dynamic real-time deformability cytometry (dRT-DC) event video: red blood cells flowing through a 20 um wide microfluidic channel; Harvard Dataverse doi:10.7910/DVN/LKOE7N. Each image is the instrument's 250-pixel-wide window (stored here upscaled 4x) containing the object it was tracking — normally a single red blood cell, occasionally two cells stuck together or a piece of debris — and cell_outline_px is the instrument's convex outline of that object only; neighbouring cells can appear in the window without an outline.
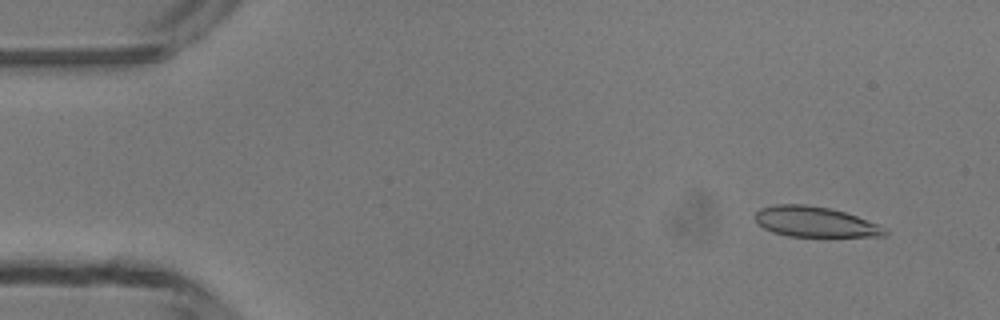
{"species": "common noctule bat (a hibernating species)", "species_latin": "Nyctalus noctula", "temperature_condition": "room temperature", "stored_images_in_passage": 49, "camera_frame_rate_fps": 3000, "um_per_image_px": 0.085, "animal": {"sex": "male", "body_mass_g": 13.3}, "frame": {"image": 1, "passage_image": 4, "time_ms": 1.0, "image_size_px": [1000, 320], "cell_outline_px": [[888, 232], [884, 236], [788, 236], [772, 232], [764, 228], [756, 220], [756, 212], [760, 208], [776, 204], [804, 204], [828, 208], [844, 212], [880, 224]], "centroid_in_image_um": [69.28, 18.85], "position_along_channel_um": 15.7, "area_um2": 22.72}}
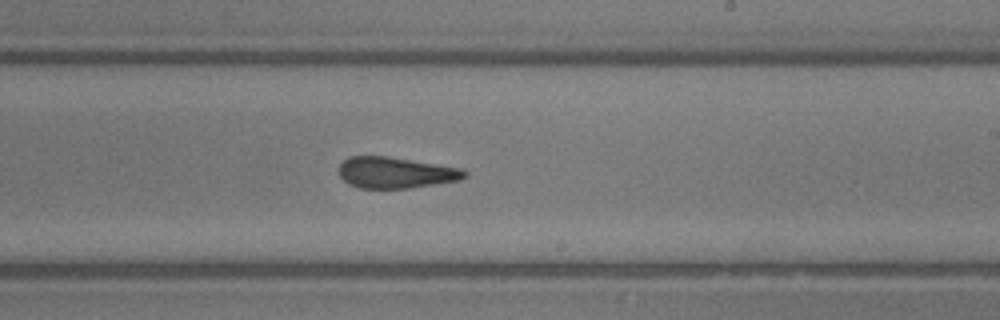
{"frame": {"image": 2, "passage_image": 29, "time_ms": 9.333, "image_size_px": [1000, 320], "cell_outline_px": [[468, 176], [460, 180], [408, 188], [360, 188], [348, 184], [340, 176], [340, 164], [348, 156], [388, 156], [464, 168], [468, 172]], "centroid_in_image_um": [33.67, 14.66], "position_along_channel_um": 255.3, "area_um2": 22.95}}
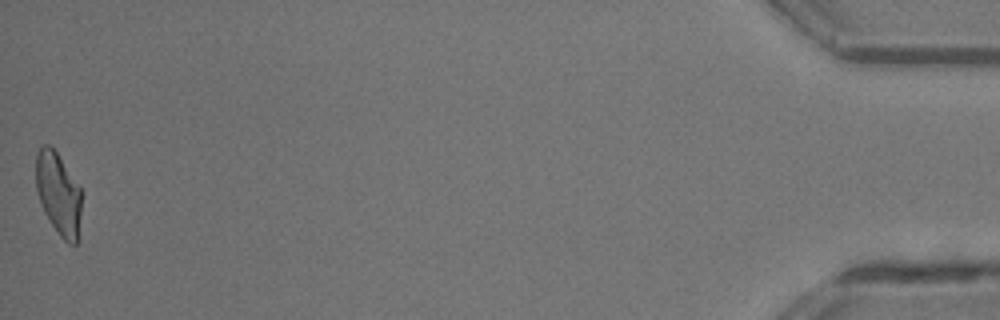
{"frame": {"image": 3, "passage_image": 49, "time_ms": 16.0, "image_size_px": [1000, 320], "cell_outline_px": [[80, 240], [76, 244], [68, 244], [60, 236], [44, 212], [36, 188], [36, 152], [44, 144], [48, 144], [56, 152], [80, 188]], "centroid_in_image_um": [4.97, 16.51], "position_along_channel_um": 430.2, "area_um2": 21.68}, "authors_computed_cell_mechanics": {"area_um2": 23.5246, "velocity_mm_per_s": 4.17, "shape_relaxation_time_tau1_ms": null, "shape_relaxation_time_tau2_ms": 2.0907, "deformation_change_tau1": null, "deformation_change_tau2": 0.1148}}